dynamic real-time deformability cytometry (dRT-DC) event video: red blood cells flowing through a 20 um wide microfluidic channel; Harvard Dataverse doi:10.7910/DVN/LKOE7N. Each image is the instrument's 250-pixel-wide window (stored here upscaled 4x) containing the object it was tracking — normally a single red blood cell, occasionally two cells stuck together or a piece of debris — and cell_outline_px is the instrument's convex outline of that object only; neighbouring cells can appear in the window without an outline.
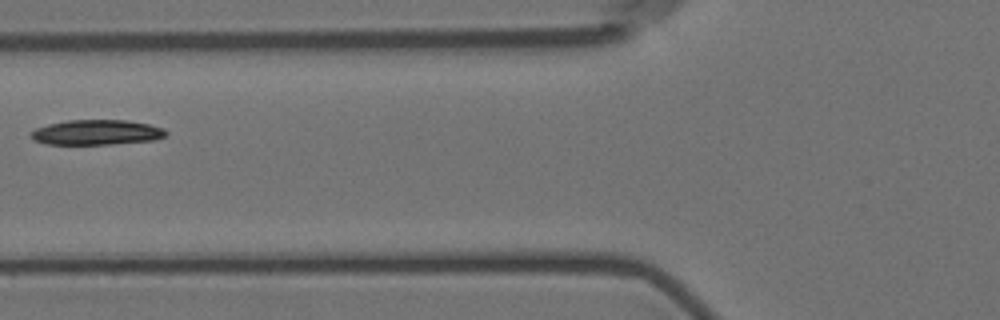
{"species": "Egyptian fruit bat (a non-hibernating species)", "species_latin": "Rousettus aegyptiacus", "temperature_condition": "room temperature", "stored_images_in_passage": 3, "camera_frame_rate_fps": 3000, "um_per_image_px": 0.085, "animal": {"sex": "female"}, "frame": {"image": 1, "passage_image": 3, "time_ms": 2.333, "image_size_px": [1000, 320], "cell_outline_px": [[168, 132], [164, 136], [152, 140], [112, 144], [48, 144], [32, 140], [28, 136], [28, 132], [36, 128], [48, 124], [68, 120], [128, 120], [148, 124], [164, 128]], "centroid_in_image_um": [8.15, 11.25], "position_along_channel_um": 117.6, "area_um2": 19.83}}